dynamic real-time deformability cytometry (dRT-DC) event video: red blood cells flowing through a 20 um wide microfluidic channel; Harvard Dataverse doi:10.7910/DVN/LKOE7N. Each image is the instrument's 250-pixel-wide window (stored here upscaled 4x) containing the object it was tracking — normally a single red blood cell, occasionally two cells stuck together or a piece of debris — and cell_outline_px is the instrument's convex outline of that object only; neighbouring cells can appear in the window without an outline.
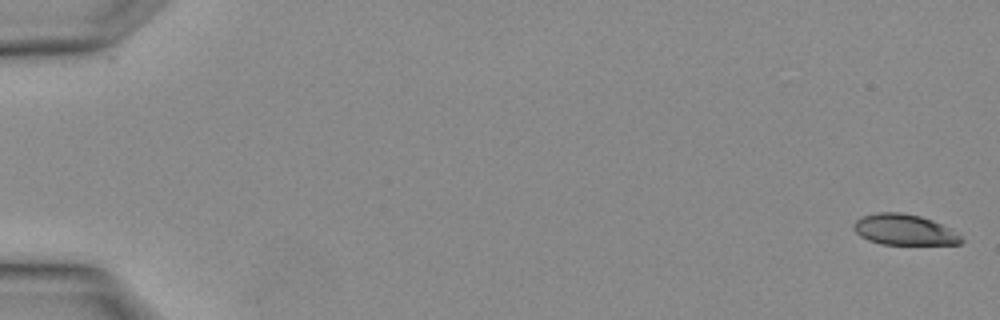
{"species": "Egyptian fruit bat (a non-hibernating species)", "species_latin": "Rousettus aegyptiacus", "temperature_condition": "warm", "stored_images_in_passage": 3, "camera_frame_rate_fps": 3000, "um_per_image_px": 0.085, "animal": {"sex": "female"}, "frame": {"image": 1, "passage_image": 1, "time_ms": 0.0, "image_size_px": [1000, 320], "cell_outline_px": [[964, 240], [960, 244], [880, 244], [868, 240], [860, 236], [852, 228], [852, 224], [856, 220], [864, 216], [876, 212], [900, 212], [920, 216], [932, 220], [948, 228], [960, 236]], "centroid_in_image_um": [76.81, 19.52], "position_along_channel_um": 8.2, "area_um2": 19.13}}
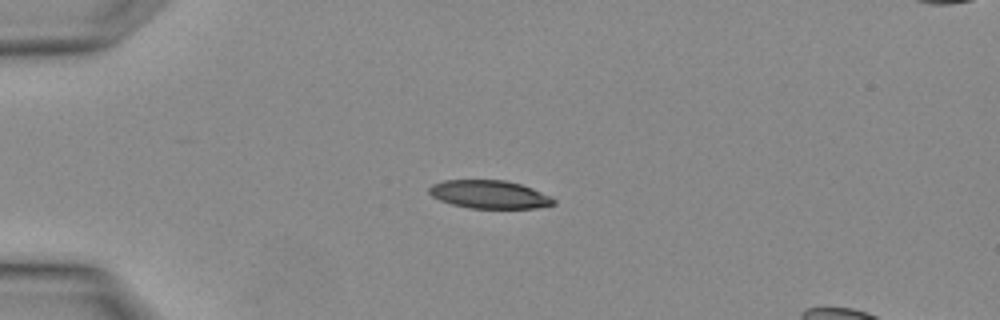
{"frame": {"image": 2, "passage_image": 3, "time_ms": 0.667, "image_size_px": [1000, 320], "cell_outline_px": [[556, 204], [536, 208], [472, 208], [452, 204], [440, 200], [432, 196], [428, 192], [428, 188], [432, 184], [444, 180], [504, 180], [520, 184], [532, 188], [552, 196], [556, 200]], "centroid_in_image_um": [41.62, 16.52], "position_along_channel_um": 43.4, "area_um2": 20.46}}